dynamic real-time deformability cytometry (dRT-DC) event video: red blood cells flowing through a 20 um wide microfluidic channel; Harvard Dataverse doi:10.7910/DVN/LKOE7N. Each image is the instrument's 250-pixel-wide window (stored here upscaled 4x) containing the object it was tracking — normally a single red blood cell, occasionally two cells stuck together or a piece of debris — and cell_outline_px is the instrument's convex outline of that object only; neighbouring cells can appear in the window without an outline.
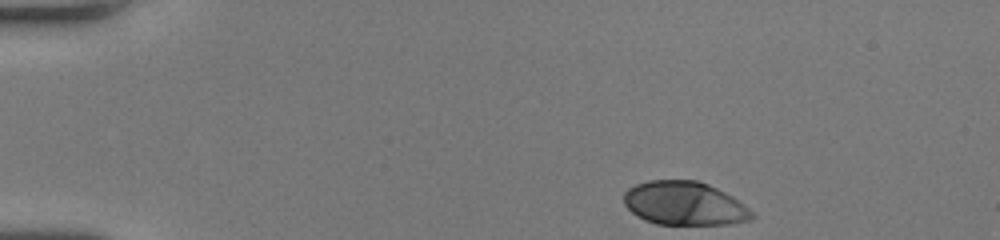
{"species": "human", "species_latin": "Homo sapiens", "temperature_condition": "room temperature", "stored_images_in_passage": 24, "camera_frame_rate_fps": 3000, "um_per_image_px": 0.085, "donor": {"sex": "female"}, "frame": {"image": 1, "passage_image": 1, "time_ms": 0.0, "image_size_px": [1000, 240], "cell_outline_px": [[756, 216], [752, 220], [728, 224], [656, 224], [644, 220], [636, 216], [624, 204], [624, 192], [628, 188], [636, 184], [648, 180], [696, 180], [708, 184], [732, 196], [748, 208]], "centroid_in_image_um": [58.16, 17.29], "position_along_channel_um": 26.8, "area_um2": 32.6}}
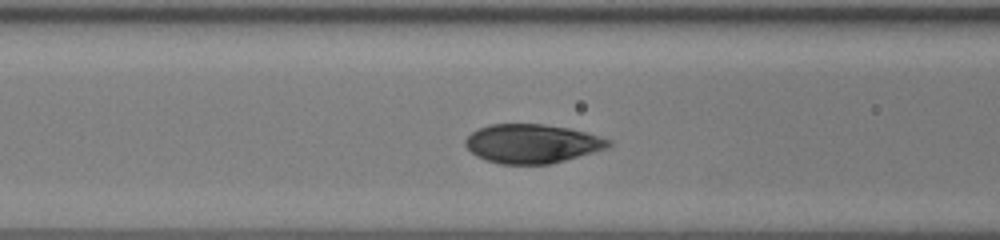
{"frame": {"image": 2, "passage_image": 15, "time_ms": 4.667, "image_size_px": [1000, 240], "cell_outline_px": [[612, 144], [608, 148], [552, 164], [500, 164], [484, 160], [476, 156], [464, 144], [464, 140], [472, 132], [480, 128], [492, 124], [544, 124], [568, 128], [588, 132], [612, 140]], "centroid_in_image_um": [45.25, 12.21], "position_along_channel_um": 121.3, "area_um2": 32.71}}
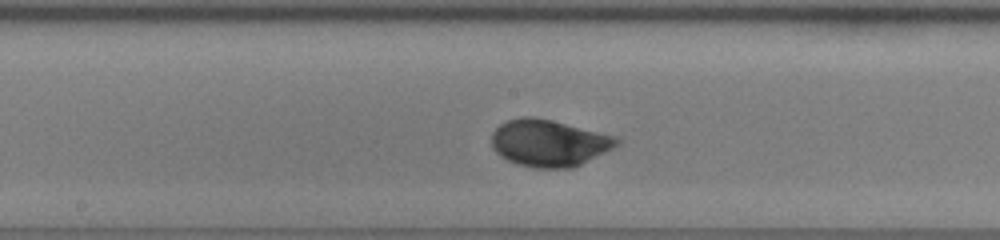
{"frame": {"image": 3, "passage_image": 21, "time_ms": 6.667, "image_size_px": [1000, 240], "cell_outline_px": [[620, 144], [572, 168], [532, 168], [516, 164], [500, 156], [492, 148], [492, 132], [500, 124], [508, 120], [524, 116], [532, 116], [552, 120], [616, 136], [620, 140]], "centroid_in_image_um": [46.63, 12.15], "position_along_channel_um": 201.6, "area_um2": 34.1}}